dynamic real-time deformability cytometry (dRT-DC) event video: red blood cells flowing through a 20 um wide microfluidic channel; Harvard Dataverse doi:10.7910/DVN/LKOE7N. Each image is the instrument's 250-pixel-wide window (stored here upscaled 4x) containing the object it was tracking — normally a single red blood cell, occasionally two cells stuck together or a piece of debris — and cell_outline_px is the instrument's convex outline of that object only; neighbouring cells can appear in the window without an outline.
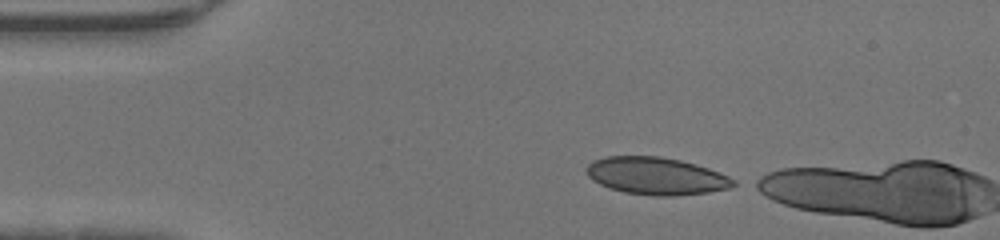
{"species": "human", "species_latin": "Homo sapiens", "temperature_condition": "warm", "stored_images_in_passage": 3, "camera_frame_rate_fps": 3000, "um_per_image_px": 0.085, "donor": {"sex": "male"}, "frame": {"image": 1, "passage_image": 1, "time_ms": 0.0, "image_size_px": [1000, 240], "cell_outline_px": [[736, 184], [728, 188], [708, 192], [672, 196], [652, 196], [624, 192], [608, 188], [592, 180], [584, 172], [584, 168], [592, 160], [604, 156], [660, 156], [680, 160], [696, 164], [708, 168], [728, 176], [736, 180]], "centroid_in_image_um": [55.72, 14.95], "position_along_channel_um": 29.3, "area_um2": 32.25}}